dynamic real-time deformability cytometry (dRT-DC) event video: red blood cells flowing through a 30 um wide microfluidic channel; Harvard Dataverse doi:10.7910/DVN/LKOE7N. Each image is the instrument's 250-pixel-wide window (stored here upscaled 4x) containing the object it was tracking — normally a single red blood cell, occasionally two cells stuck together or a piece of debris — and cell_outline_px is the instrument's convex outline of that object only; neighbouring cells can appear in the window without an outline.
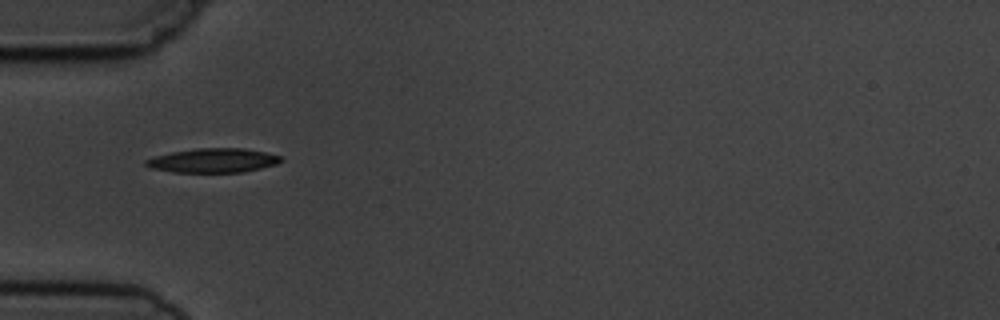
{"species": "common noctule bat (a hibernating species)", "species_latin": "Nyctalus noctula", "temperature_condition": "cold", "stored_images_in_passage": 3, "camera_frame_rate_fps": 3000, "um_per_image_px": 0.085, "animal": {"sex": "male", "body_mass_g": 19.5, "forearm_length_mm": 54.6}, "frame": {"image": 1, "passage_image": 1, "time_ms": 0.0, "image_size_px": [1000, 320], "cell_outline_px": [[284, 160], [276, 164], [260, 168], [240, 172], [172, 172], [152, 168], [144, 164], [144, 160], [156, 156], [172, 152], [196, 148], [244, 148], [264, 152], [280, 156]], "centroid_in_image_um": [18.11, 13.63], "position_along_channel_um": 66.9, "area_um2": 18.9}}
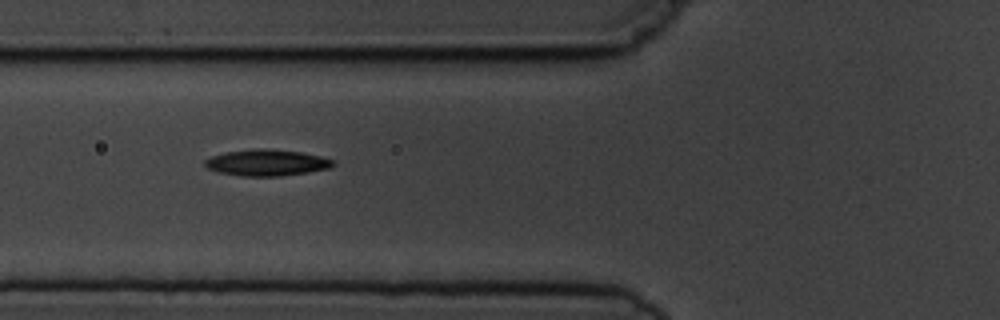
{"frame": {"image": 2, "passage_image": 2, "time_ms": 1.0, "image_size_px": [1000, 320], "cell_outline_px": [[336, 164], [328, 168], [308, 172], [280, 176], [244, 176], [220, 172], [208, 168], [204, 164], [204, 160], [212, 156], [224, 152], [252, 148], [268, 148], [300, 152], [320, 156], [332, 160]], "centroid_in_image_um": [22.65, 13.81], "position_along_channel_um": 103.1, "area_um2": 19.59}}
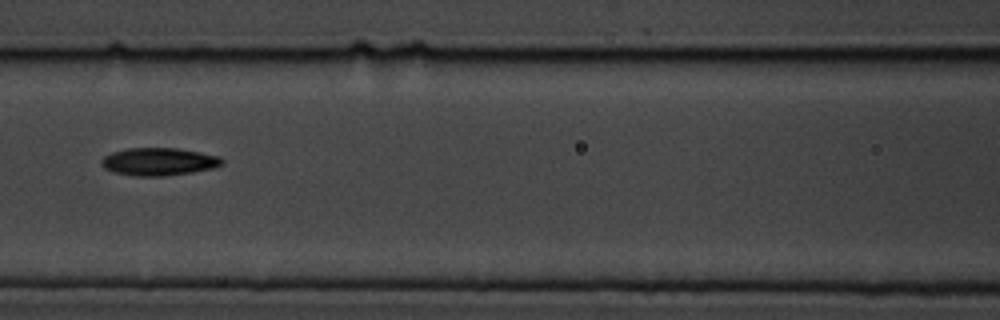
{"frame": {"image": 3, "passage_image": 3, "time_ms": 2.333, "image_size_px": [1000, 320], "cell_outline_px": [[224, 164], [212, 168], [192, 172], [160, 176], [136, 176], [116, 172], [104, 168], [100, 164], [100, 160], [104, 156], [112, 152], [128, 148], [176, 148], [200, 152], [220, 156], [224, 160]], "centroid_in_image_um": [13.5, 13.73], "position_along_channel_um": 153.1, "area_um2": 19.42}}